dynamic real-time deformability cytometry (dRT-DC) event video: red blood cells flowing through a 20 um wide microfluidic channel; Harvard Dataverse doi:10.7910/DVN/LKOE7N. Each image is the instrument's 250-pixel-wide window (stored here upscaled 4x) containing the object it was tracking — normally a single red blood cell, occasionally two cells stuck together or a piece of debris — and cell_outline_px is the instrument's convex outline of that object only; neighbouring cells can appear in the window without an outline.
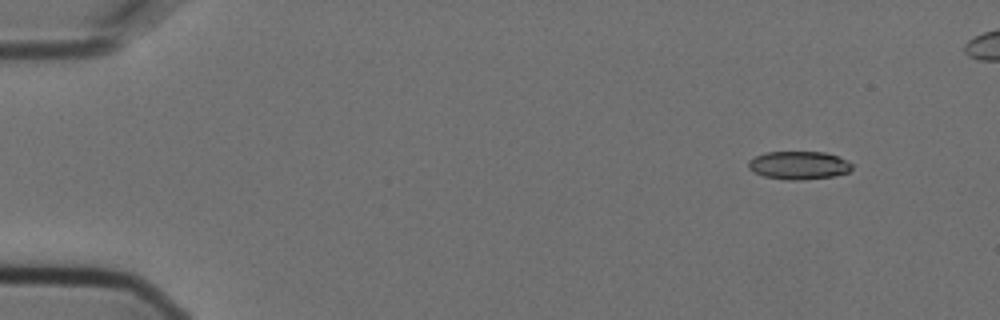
{"species": "Egyptian fruit bat (a non-hibernating species)", "species_latin": "Rousettus aegyptiacus", "temperature_condition": "cold", "stored_images_in_passage": 5, "camera_frame_rate_fps": 3000, "um_per_image_px": 0.085, "animal": {"sex": "female"}, "frame": {"image": 1, "passage_image": 2, "time_ms": 0.333, "image_size_px": [1000, 320], "cell_outline_px": [[852, 168], [848, 172], [832, 176], [800, 180], [788, 180], [764, 176], [752, 172], [748, 168], [748, 160], [756, 156], [768, 152], [824, 152], [848, 160], [852, 164]], "centroid_in_image_um": [67.88, 14.05], "position_along_channel_um": 17.1, "area_um2": 16.94}}